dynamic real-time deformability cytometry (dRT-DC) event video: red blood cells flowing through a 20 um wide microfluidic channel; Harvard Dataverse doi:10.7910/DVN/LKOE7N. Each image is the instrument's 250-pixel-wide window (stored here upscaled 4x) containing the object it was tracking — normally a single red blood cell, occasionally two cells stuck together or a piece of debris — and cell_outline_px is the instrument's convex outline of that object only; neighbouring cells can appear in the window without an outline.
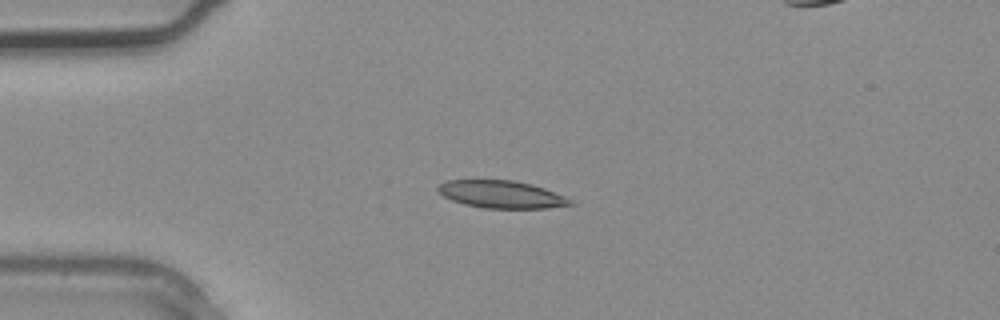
{"species": "common noctule bat (a hibernating species)", "species_latin": "Nyctalus noctula", "temperature_condition": "warm", "stored_images_in_passage": 3, "camera_frame_rate_fps": 3000, "um_per_image_px": 0.085, "animal": {"sex": "male", "body_mass_g": 20.4}, "frame": {"image": 1, "passage_image": 2, "time_ms": 0.333, "image_size_px": [1000, 320], "cell_outline_px": [[576, 204], [548, 208], [484, 208], [464, 204], [452, 200], [444, 196], [436, 188], [444, 180], [512, 180], [532, 184], [544, 188], [564, 196], [572, 200]], "centroid_in_image_um": [42.63, 16.52], "position_along_channel_um": 42.4, "area_um2": 21.15}}